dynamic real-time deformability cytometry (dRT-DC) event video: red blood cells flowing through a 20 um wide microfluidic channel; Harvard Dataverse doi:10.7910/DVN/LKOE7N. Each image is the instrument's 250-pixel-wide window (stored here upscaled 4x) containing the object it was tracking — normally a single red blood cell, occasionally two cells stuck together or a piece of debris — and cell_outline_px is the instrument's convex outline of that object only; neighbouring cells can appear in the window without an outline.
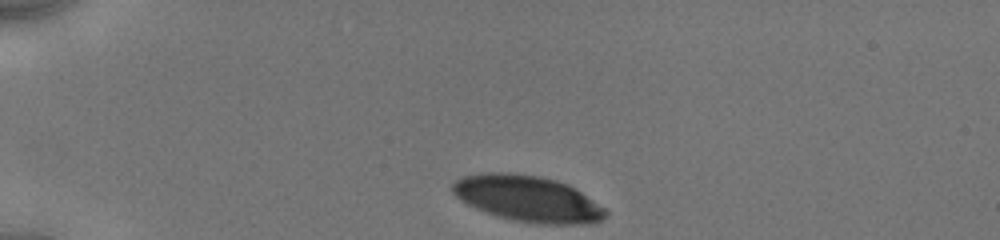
{"species": "human", "species_latin": "Homo sapiens", "temperature_condition": "cold", "stored_images_in_passage": 11, "camera_frame_rate_fps": 3000, "um_per_image_px": 0.085, "donor": {"sex": "male"}, "frame": {"image": 1, "passage_image": 1, "time_ms": 0.0, "image_size_px": [1000, 240], "cell_outline_px": [[608, 212], [596, 224], [536, 224], [512, 220], [476, 208], [460, 200], [452, 192], [452, 184], [456, 180], [464, 176], [488, 172], [504, 172], [536, 176], [556, 180], [568, 184], [604, 208]], "centroid_in_image_um": [44.85, 16.9], "position_along_channel_um": 40.1, "area_um2": 40.69}}
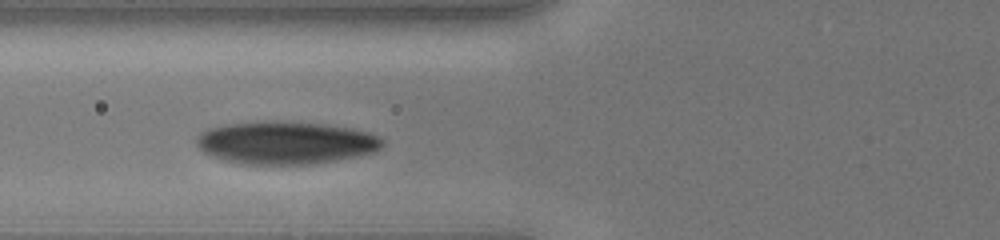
{"frame": {"image": 2, "passage_image": 7, "time_ms": 3.0, "image_size_px": [1000, 240], "cell_outline_px": [[384, 144], [376, 152], [360, 156], [312, 164], [240, 164], [224, 160], [212, 156], [204, 152], [196, 144], [196, 136], [200, 132], [208, 128], [228, 124], [256, 120], [280, 120], [324, 124], [352, 128], [368, 132], [380, 136], [384, 140]], "centroid_in_image_um": [24.29, 12.11], "position_along_channel_um": 101.5, "area_um2": 47.05}}
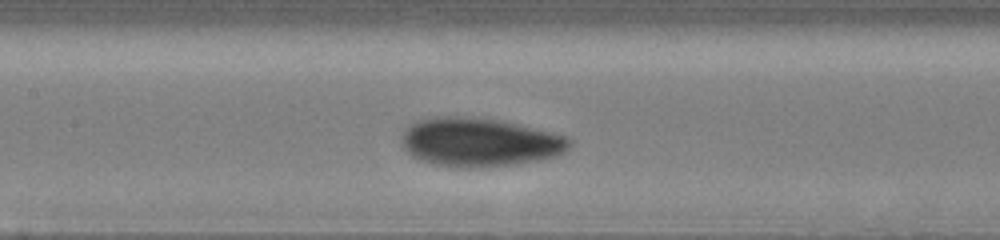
{"frame": {"image": 3, "passage_image": 10, "time_ms": 4.667, "image_size_px": [1000, 240], "cell_outline_px": [[572, 144], [564, 152], [552, 156], [536, 160], [512, 164], [480, 168], [468, 168], [436, 164], [420, 160], [412, 156], [400, 144], [400, 132], [408, 124], [416, 120], [432, 116], [464, 116], [500, 120], [552, 132], [568, 136], [572, 140]], "centroid_in_image_um": [40.68, 12.06], "position_along_channel_um": 166.7, "area_um2": 48.03}}